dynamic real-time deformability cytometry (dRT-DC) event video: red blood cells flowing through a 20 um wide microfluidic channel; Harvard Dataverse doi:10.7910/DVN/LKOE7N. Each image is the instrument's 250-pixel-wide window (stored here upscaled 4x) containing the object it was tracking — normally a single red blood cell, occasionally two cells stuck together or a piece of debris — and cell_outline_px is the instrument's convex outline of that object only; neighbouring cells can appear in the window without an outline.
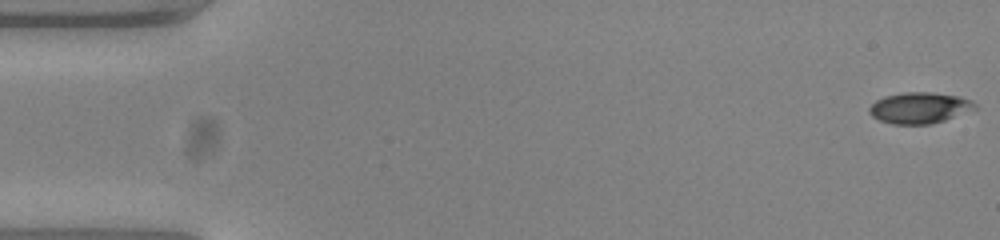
{"species": "common noctule bat (a hibernating species)", "species_latin": "Nyctalus noctula", "temperature_condition": "warm", "stored_images_in_passage": 54, "camera_frame_rate_fps": 3000, "um_per_image_px": 0.085, "animal": {"sex": "female", "body_mass_g": 23.0, "forearm_length_mm": 53.4}, "frame": {"image": 1, "passage_image": 1, "time_ms": 0.0, "image_size_px": [1000, 240], "cell_outline_px": [[976, 108], [944, 120], [932, 124], [892, 124], [880, 120], [872, 116], [868, 112], [868, 108], [876, 100], [884, 96], [904, 92], [932, 92], [960, 96], [972, 100], [976, 104]], "centroid_in_image_um": [78.14, 9.16], "position_along_channel_um": 6.9, "area_um2": 19.13}}
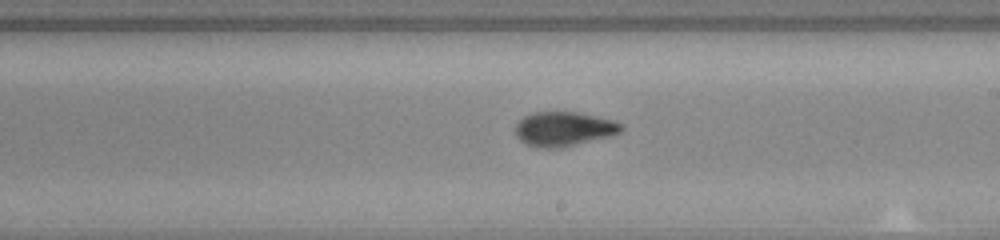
{"frame": {"image": 2, "passage_image": 31, "time_ms": 10.0, "image_size_px": [1000, 240], "cell_outline_px": [[624, 128], [620, 132], [608, 136], [560, 148], [536, 148], [520, 140], [516, 136], [516, 124], [524, 116], [532, 112], [580, 112], [612, 120], [624, 124]], "centroid_in_image_um": [47.91, 10.95], "position_along_channel_um": 241.1, "area_um2": 21.15}}
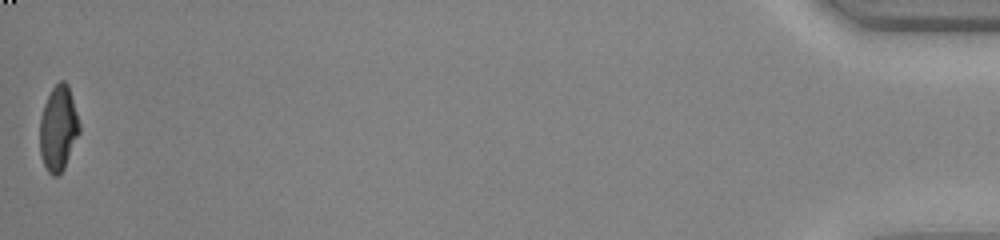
{"frame": {"image": 3, "passage_image": 54, "time_ms": 17.667, "image_size_px": [1000, 240], "cell_outline_px": [[80, 132], [64, 168], [56, 176], [52, 176], [48, 172], [44, 164], [40, 152], [40, 120], [44, 104], [52, 88], [60, 80], [64, 80], [68, 84], [80, 124]], "centroid_in_image_um": [4.96, 10.9], "position_along_channel_um": 430.2, "area_um2": 19.48}, "authors_computed_cell_mechanics": {"area_um2": 20.2878, "velocity_mm_per_s": 3.7956, "shape_relaxation_time_tau1_ms": 5.5121, "shape_relaxation_time_tau2_ms": 1.4766, "deformation_change_tau1": 0.2139, "deformation_change_tau2": 0.0677}}